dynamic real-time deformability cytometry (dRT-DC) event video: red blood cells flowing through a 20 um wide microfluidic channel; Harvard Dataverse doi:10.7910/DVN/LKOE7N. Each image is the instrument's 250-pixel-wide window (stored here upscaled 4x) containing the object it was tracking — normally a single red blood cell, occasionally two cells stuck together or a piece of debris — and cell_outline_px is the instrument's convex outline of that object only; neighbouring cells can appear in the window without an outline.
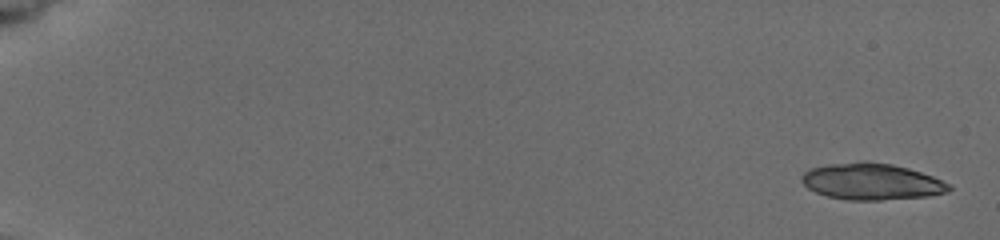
{"species": "common noctule bat (a hibernating species)", "species_latin": "Nyctalus noctula", "temperature_condition": "cold", "stored_images_in_passage": 9, "camera_frame_rate_fps": 3000, "um_per_image_px": 0.085, "animal": {"sex": "female", "body_mass_g": 19.5, "forearm_length_mm": 54.1}, "frame": {"image": 1, "passage_image": 1, "time_ms": 0.0, "image_size_px": [1000, 240], "cell_outline_px": [[952, 188], [948, 192], [928, 196], [880, 200], [848, 200], [828, 196], [816, 192], [808, 188], [800, 180], [800, 176], [804, 172], [812, 168], [828, 164], [860, 160], [868, 160], [892, 164], [908, 168], [932, 176], [952, 184]], "centroid_in_image_um": [74.09, 15.42], "position_along_channel_um": 10.9, "area_um2": 31.62}}
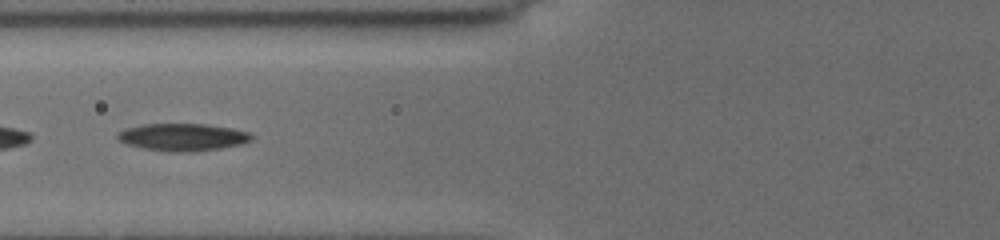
{"frame": {"image": 2, "passage_image": 8, "time_ms": 7.667, "image_size_px": [1000, 240], "cell_outline_px": [[252, 140], [244, 144], [220, 148], [192, 152], [168, 152], [144, 148], [128, 144], [116, 140], [116, 136], [120, 132], [128, 128], [140, 124], [208, 124], [232, 128], [248, 132], [252, 136]], "centroid_in_image_um": [15.55, 11.66], "position_along_channel_um": 110.3, "area_um2": 21.44}}